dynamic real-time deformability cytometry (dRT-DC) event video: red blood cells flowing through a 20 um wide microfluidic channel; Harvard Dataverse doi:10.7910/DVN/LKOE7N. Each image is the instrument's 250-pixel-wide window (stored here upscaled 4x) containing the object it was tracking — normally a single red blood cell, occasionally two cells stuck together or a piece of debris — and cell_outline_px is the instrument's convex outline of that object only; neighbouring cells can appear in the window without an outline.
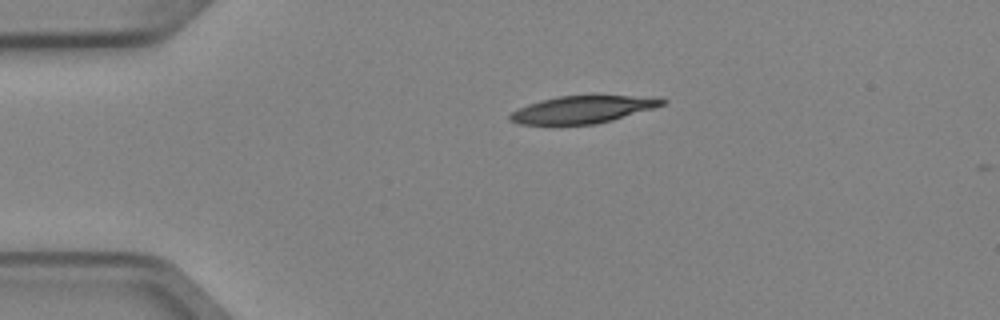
{"species": "Egyptian fruit bat (a non-hibernating species)", "species_latin": "Rousettus aegyptiacus", "temperature_condition": "cold", "stored_images_in_passage": 3, "camera_frame_rate_fps": 3000, "um_per_image_px": 0.085, "animal": {"sex": "female"}, "frame": {"image": 1, "passage_image": 3, "time_ms": 0.667, "image_size_px": [1000, 320], "cell_outline_px": [[668, 104], [612, 120], [596, 124], [520, 124], [508, 120], [508, 116], [512, 112], [528, 104], [540, 100], [556, 96], [628, 96], [668, 100]], "centroid_in_image_um": [49.49, 9.31], "position_along_channel_um": 35.5, "area_um2": 23.87}}